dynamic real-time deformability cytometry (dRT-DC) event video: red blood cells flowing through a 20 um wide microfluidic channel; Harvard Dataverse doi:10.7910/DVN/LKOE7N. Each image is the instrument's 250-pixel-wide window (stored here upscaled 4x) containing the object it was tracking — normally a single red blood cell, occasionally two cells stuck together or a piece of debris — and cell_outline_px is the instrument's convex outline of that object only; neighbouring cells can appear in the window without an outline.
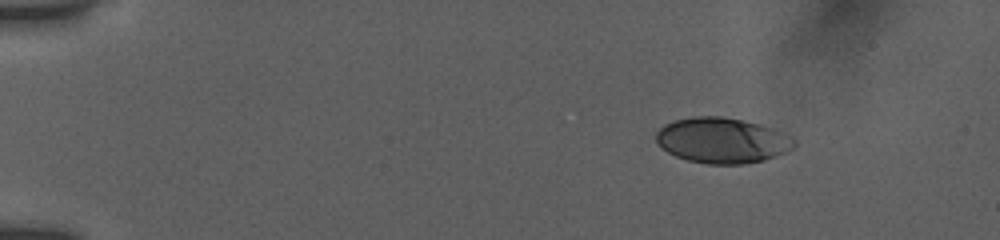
{"species": "human", "species_latin": "Homo sapiens", "temperature_condition": "room temperature", "stored_images_in_passage": 9, "camera_frame_rate_fps": 3000, "um_per_image_px": 0.085, "donor": {"sex": "female"}, "frame": {"image": 1, "passage_image": 3, "time_ms": 1.667, "image_size_px": [1000, 240], "cell_outline_px": [[796, 144], [792, 148], [776, 156], [764, 160], [744, 164], [708, 164], [688, 160], [676, 156], [660, 148], [656, 144], [656, 132], [664, 124], [676, 120], [692, 116], [720, 116], [760, 124], [772, 128], [796, 140]], "centroid_in_image_um": [61.34, 11.94], "position_along_channel_um": 23.7, "area_um2": 36.53}}
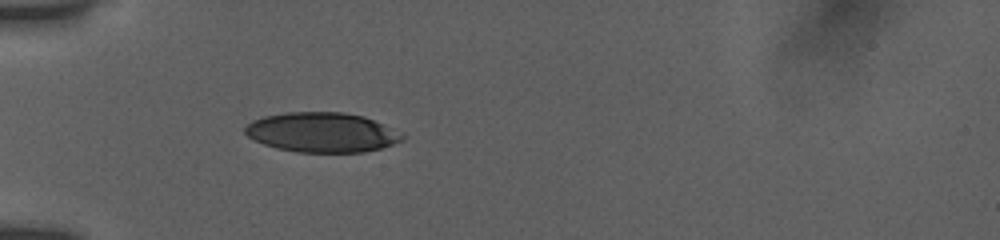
{"frame": {"image": 2, "passage_image": 7, "time_ms": 5.0, "image_size_px": [1000, 240], "cell_outline_px": [[404, 140], [380, 148], [364, 152], [296, 152], [276, 148], [252, 140], [244, 132], [244, 128], [252, 120], [264, 116], [284, 112], [344, 112], [364, 116], [404, 136]], "centroid_in_image_um": [27.28, 11.25], "position_along_channel_um": 57.7, "area_um2": 36.18}}
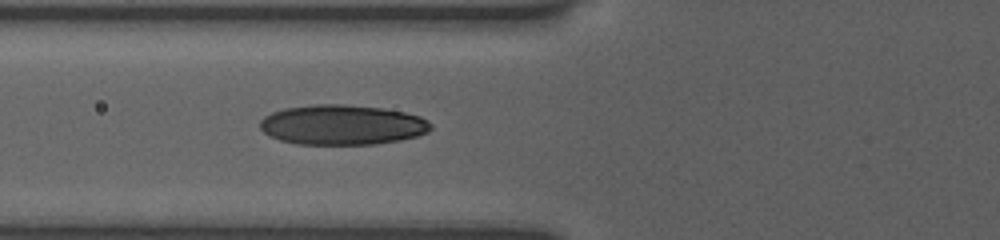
{"frame": {"image": 3, "passage_image": 9, "time_ms": 6.333, "image_size_px": [1000, 240], "cell_outline_px": [[432, 128], [428, 132], [416, 136], [400, 140], [376, 144], [296, 144], [280, 140], [264, 132], [260, 128], [260, 120], [264, 116], [272, 112], [284, 108], [316, 104], [344, 104], [384, 108], [404, 112], [420, 116], [428, 120], [432, 124]], "centroid_in_image_um": [29.1, 10.6], "position_along_channel_um": 96.7, "area_um2": 39.94}}